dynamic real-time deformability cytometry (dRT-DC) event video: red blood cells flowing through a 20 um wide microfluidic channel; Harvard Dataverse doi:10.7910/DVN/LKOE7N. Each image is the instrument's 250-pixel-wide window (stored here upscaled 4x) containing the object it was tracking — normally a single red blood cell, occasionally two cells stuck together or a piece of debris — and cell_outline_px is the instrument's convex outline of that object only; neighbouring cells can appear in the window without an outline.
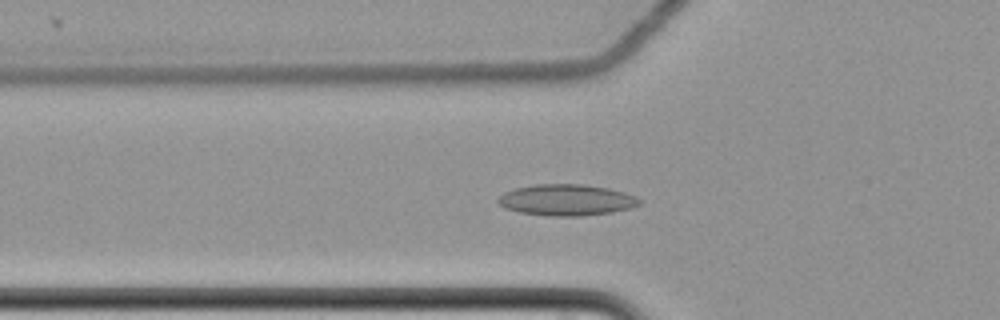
{"species": "common noctule bat (a hibernating species)", "species_latin": "Nyctalus noctula", "temperature_condition": "cold", "stored_images_in_passage": 47, "camera_frame_rate_fps": 3000, "um_per_image_px": 0.085, "animal": {"sex": "female", "body_mass_g": 22.7, "forearm_length_mm": 54.2}, "frame": {"image": 1, "passage_image": 13, "time_ms": 4.0, "image_size_px": [1000, 320], "cell_outline_px": [[640, 204], [632, 208], [612, 212], [580, 216], [548, 216], [520, 212], [504, 208], [496, 200], [504, 192], [516, 188], [536, 184], [584, 184], [608, 188], [624, 192], [636, 196], [640, 200]], "centroid_in_image_um": [48.16, 17.0], "position_along_channel_um": 77.6, "area_um2": 25.78}}
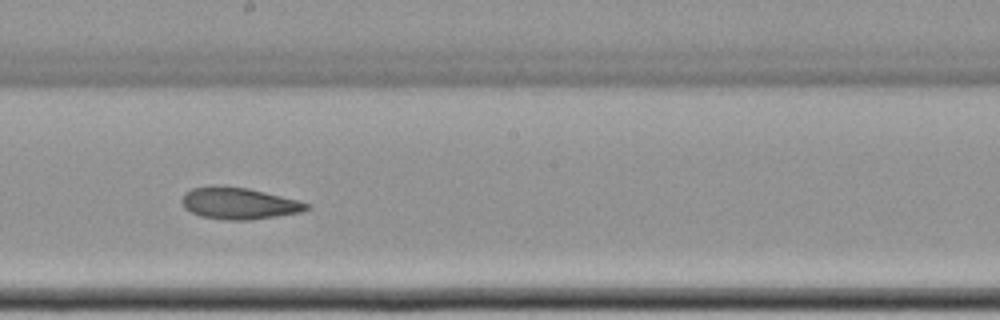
{"frame": {"image": 2, "passage_image": 26, "time_ms": 8.333, "image_size_px": [1000, 320], "cell_outline_px": [[308, 208], [300, 212], [276, 216], [248, 220], [228, 220], [200, 216], [184, 208], [180, 200], [184, 192], [192, 188], [212, 184], [216, 184], [248, 188], [296, 200], [308, 204]], "centroid_in_image_um": [20.2, 17.26], "position_along_channel_um": 228.0, "area_um2": 23.0}}
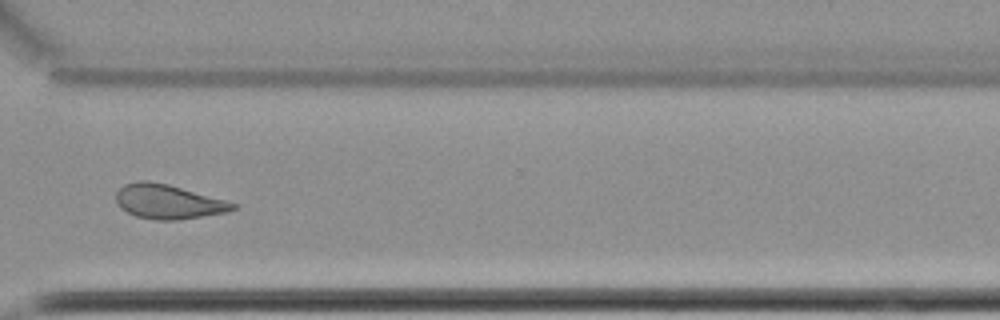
{"frame": {"image": 3, "passage_image": 37, "time_ms": 12.0, "image_size_px": [1000, 320], "cell_outline_px": [[240, 204], [236, 208], [228, 212], [176, 220], [156, 220], [136, 216], [120, 208], [116, 204], [116, 192], [124, 184], [136, 180], [148, 180], [168, 184], [228, 200]], "centroid_in_image_um": [14.31, 17.13], "position_along_channel_um": 356.3, "area_um2": 23.7}, "authors_computed_cell_mechanics": {"area_um2": 24.1026, "velocity_mm_per_s": 3.4791, "shape_relaxation_time_tau1_ms": null, "shape_relaxation_time_tau2_ms": 5.3633, "deformation_change_tau1": null, "deformation_change_tau2": 0.1189}}